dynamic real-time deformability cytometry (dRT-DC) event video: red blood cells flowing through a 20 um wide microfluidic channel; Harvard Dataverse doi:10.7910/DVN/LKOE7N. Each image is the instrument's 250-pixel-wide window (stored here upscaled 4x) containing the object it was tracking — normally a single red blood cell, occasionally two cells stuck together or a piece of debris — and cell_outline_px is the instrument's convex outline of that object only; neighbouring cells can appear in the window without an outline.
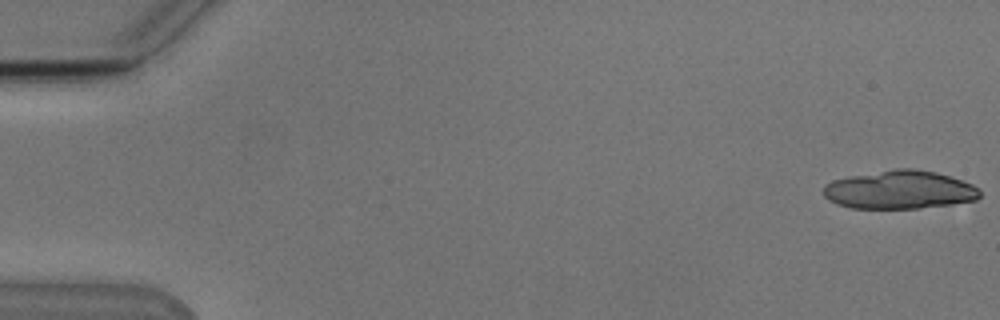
{"species": "Egyptian fruit bat (a non-hibernating species)", "species_latin": "Rousettus aegyptiacus", "temperature_condition": "cold", "stored_images_in_passage": 18, "camera_frame_rate_fps": 3000, "um_per_image_px": 0.085, "animal": {"sex": "male"}, "frame": {"image": 1, "passage_image": 1, "time_ms": 0.0, "image_size_px": [1000, 320], "cell_outline_px": [[980, 196], [976, 200], [952, 204], [920, 208], [852, 208], [836, 204], [828, 200], [824, 196], [824, 184], [832, 180], [848, 176], [896, 168], [912, 168], [936, 172], [972, 184], [980, 188]], "centroid_in_image_um": [76.45, 16.13], "position_along_channel_um": 8.6, "area_um2": 35.08}}